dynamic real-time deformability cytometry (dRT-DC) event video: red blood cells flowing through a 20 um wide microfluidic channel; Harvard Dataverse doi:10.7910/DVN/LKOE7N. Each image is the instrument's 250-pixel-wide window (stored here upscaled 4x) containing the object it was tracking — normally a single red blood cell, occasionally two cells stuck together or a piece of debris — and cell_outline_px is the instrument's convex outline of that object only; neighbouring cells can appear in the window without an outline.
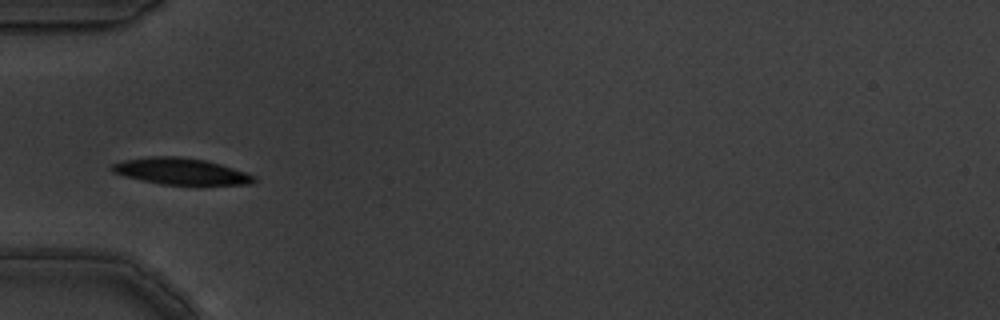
{"species": "common noctule bat (a hibernating species)", "species_latin": "Nyctalus noctula", "temperature_condition": "warm", "stored_images_in_passage": 8, "camera_frame_rate_fps": 3000, "um_per_image_px": 0.085, "animal": {"sex": "male", "body_mass_g": 19.5, "forearm_length_mm": 54.6}, "frame": {"image": 1, "passage_image": 4, "time_ms": 1.0, "image_size_px": [1000, 320], "cell_outline_px": [[256, 180], [248, 184], [160, 184], [124, 176], [112, 172], [108, 168], [112, 164], [124, 160], [148, 156], [180, 156], [204, 160], [220, 164], [256, 176]], "centroid_in_image_um": [15.3, 14.55], "position_along_channel_um": 69.7, "area_um2": 21.68}}
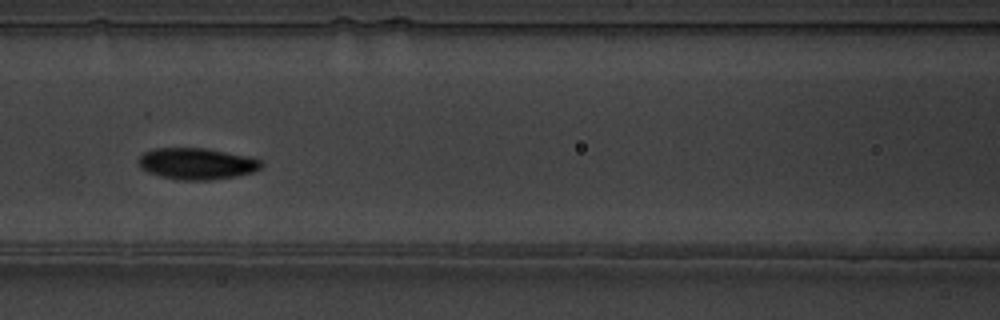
{"frame": {"image": 2, "passage_image": 6, "time_ms": 1.667, "image_size_px": [1000, 320], "cell_outline_px": [[264, 164], [260, 168], [252, 172], [236, 176], [208, 180], [176, 180], [160, 176], [148, 172], [140, 168], [136, 160], [144, 152], [152, 148], [204, 148], [248, 156], [260, 160]], "centroid_in_image_um": [16.67, 13.91], "position_along_channel_um": 149.9, "area_um2": 22.6}}
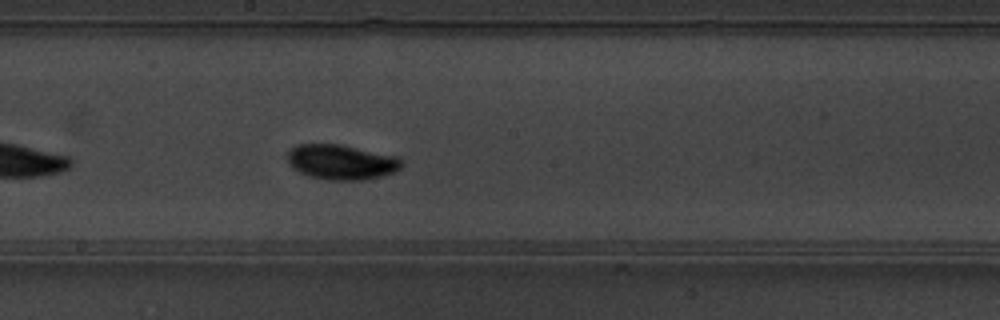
{"frame": {"image": 3, "passage_image": 8, "time_ms": 2.333, "image_size_px": [1000, 320], "cell_outline_px": [[404, 164], [400, 168], [384, 176], [364, 180], [328, 180], [308, 176], [292, 168], [288, 164], [288, 152], [292, 148], [300, 144], [340, 144], [396, 156]], "centroid_in_image_um": [29.01, 13.78], "position_along_channel_um": 219.2, "area_um2": 23.29}}